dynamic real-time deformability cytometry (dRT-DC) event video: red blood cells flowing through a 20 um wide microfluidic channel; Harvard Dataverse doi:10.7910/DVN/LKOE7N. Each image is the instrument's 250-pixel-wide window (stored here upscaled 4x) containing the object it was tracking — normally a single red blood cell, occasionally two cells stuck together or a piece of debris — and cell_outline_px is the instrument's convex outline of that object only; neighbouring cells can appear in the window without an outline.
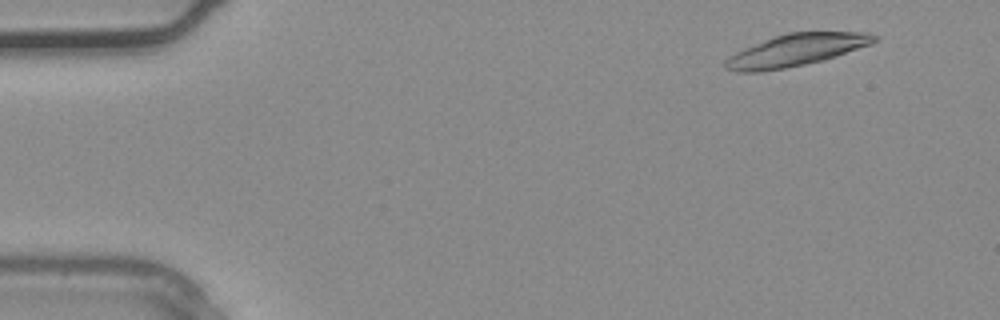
{"species": "common noctule bat (a hibernating species)", "species_latin": "Nyctalus noctula", "temperature_condition": "warm", "stored_images_in_passage": 14, "camera_frame_rate_fps": 3000, "um_per_image_px": 0.085, "animal": {"sex": "male", "body_mass_g": 20.4}, "frame": {"image": 1, "passage_image": 4, "time_ms": 1.0, "image_size_px": [1000, 320], "cell_outline_px": [[880, 36], [872, 44], [824, 60], [784, 68], [760, 72], [736, 72], [724, 68], [724, 60], [728, 56], [744, 48], [764, 40], [788, 32], [864, 32]], "centroid_in_image_um": [67.65, 4.27], "position_along_channel_um": 17.3, "area_um2": 27.74}}
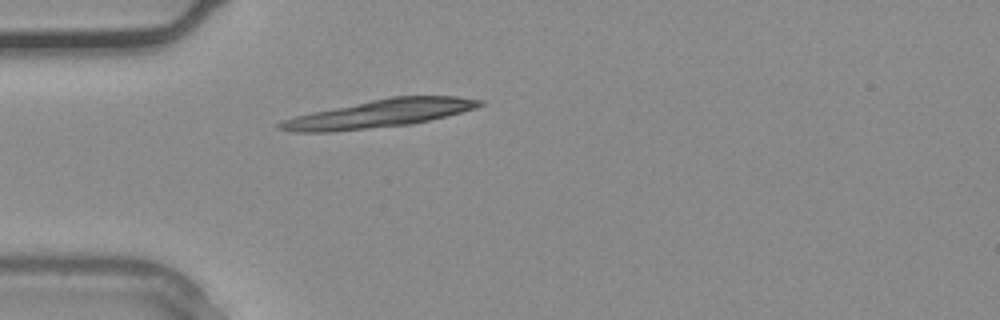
{"frame": {"image": 2, "passage_image": 11, "time_ms": 3.333, "image_size_px": [1000, 320], "cell_outline_px": [[484, 104], [476, 108], [412, 124], [332, 132], [296, 132], [276, 128], [276, 124], [284, 120], [296, 116], [312, 112], [392, 96], [456, 96], [484, 100]], "centroid_in_image_um": [32.26, 9.66], "position_along_channel_um": 52.7, "area_um2": 32.08}}
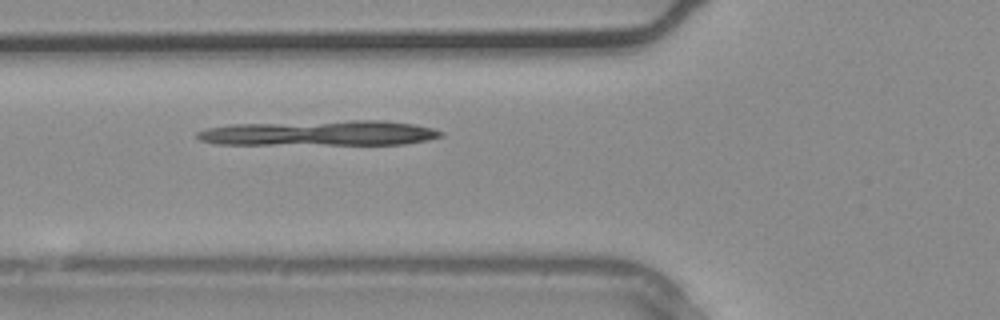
{"frame": {"image": 3, "passage_image": 14, "time_ms": 4.333, "image_size_px": [1000, 320], "cell_outline_px": [[444, 136], [428, 140], [404, 144], [216, 144], [200, 140], [196, 136], [196, 132], [208, 128], [228, 124], [348, 120], [384, 120], [412, 124], [432, 128], [444, 132]], "centroid_in_image_um": [27.17, 11.31], "position_along_channel_um": 98.6, "area_um2": 35.95}}